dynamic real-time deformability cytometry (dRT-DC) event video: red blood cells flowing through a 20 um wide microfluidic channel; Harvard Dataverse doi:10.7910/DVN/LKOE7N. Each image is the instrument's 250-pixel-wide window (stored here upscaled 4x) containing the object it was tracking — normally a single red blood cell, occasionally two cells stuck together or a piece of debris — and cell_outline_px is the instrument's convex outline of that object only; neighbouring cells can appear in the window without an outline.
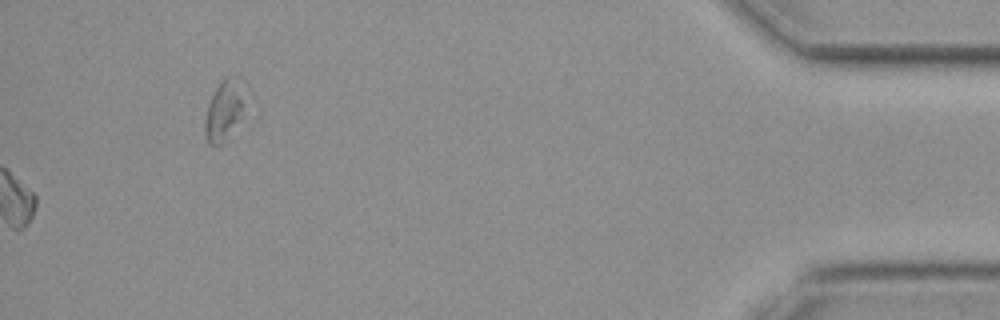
{"species": "common noctule bat (a hibernating species)", "species_latin": "Nyctalus noctula", "temperature_condition": "cold", "stored_images_in_passage": 38, "segment_of_instrument_passage": [2, 2], "camera_frame_rate_fps": 3000, "um_per_image_px": 0.085, "animal": {"sex": "female", "body_mass_g": 19.3, "forearm_length_mm": 54.1}, "frame": {"image": 1, "passage_image": 38, "time_ms": 12.333, "image_size_px": [1000, 320], "cell_outline_px": [[244, 120], [224, 144], [216, 148], [208, 144], [204, 136], [204, 120], [208, 104], [220, 80], [224, 76], [240, 76], [244, 80]], "centroid_in_image_um": [19.1, 9.42], "position_along_channel_um": 416.1, "area_um2": 15.49}}